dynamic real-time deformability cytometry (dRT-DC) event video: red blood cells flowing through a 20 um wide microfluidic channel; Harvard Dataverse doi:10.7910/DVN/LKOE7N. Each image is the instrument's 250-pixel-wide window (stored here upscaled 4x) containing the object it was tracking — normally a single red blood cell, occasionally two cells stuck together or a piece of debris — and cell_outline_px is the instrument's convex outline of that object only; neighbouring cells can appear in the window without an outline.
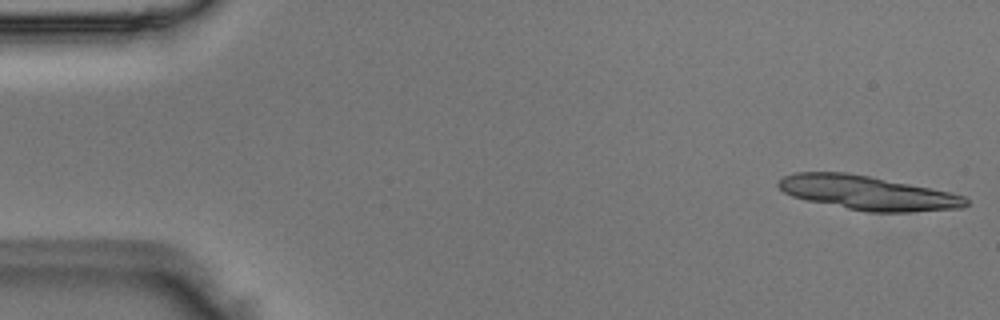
{"species": "Egyptian fruit bat (a non-hibernating species)", "species_latin": "Rousettus aegyptiacus", "temperature_condition": "room temperature", "stored_images_in_passage": 12, "camera_frame_rate_fps": 3000, "um_per_image_px": 0.085, "animal": {"sex": "male"}, "frame": {"image": 1, "passage_image": 1, "time_ms": 0.0, "image_size_px": [1000, 320], "cell_outline_px": [[968, 204], [964, 208], [908, 212], [872, 212], [848, 208], [808, 200], [792, 196], [784, 192], [776, 184], [776, 180], [784, 176], [796, 172], [848, 172], [948, 192], [964, 196], [968, 200]], "centroid_in_image_um": [73.72, 16.39], "position_along_channel_um": 11.3, "area_um2": 36.76}}